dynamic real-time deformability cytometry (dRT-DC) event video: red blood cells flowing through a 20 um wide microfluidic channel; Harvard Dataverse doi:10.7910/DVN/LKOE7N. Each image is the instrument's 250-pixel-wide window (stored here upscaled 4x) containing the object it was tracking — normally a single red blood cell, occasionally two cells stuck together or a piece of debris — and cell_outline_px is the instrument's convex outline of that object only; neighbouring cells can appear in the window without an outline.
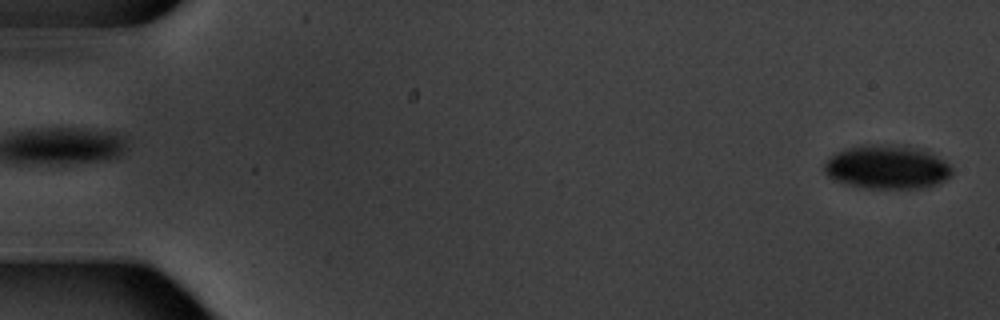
{"species": "common noctule bat (a hibernating species)", "species_latin": "Nyctalus noctula", "temperature_condition": "warm", "stored_images_in_passage": 6, "segment_of_instrument_passage": [2, 2], "camera_frame_rate_fps": 3000, "um_per_image_px": 0.085, "animal": {"sex": "male", "body_mass_g": 20.1, "forearm_length_mm": 53.5}, "frame": {"image": 1, "passage_image": 6, "time_ms": 6.667, "image_size_px": [1000, 320], "cell_outline_px": [[952, 176], [936, 184], [924, 188], [868, 188], [848, 184], [836, 180], [828, 176], [824, 172], [824, 160], [828, 156], [844, 148], [860, 144], [892, 144], [920, 148], [952, 164]], "centroid_in_image_um": [75.38, 14.18], "position_along_channel_um": 9.6, "area_um2": 33.06}}